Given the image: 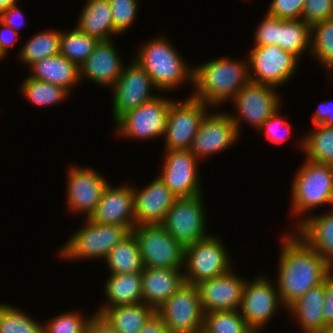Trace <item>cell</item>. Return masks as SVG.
<instances>
[{
    "label": "cell",
    "instance_id": "1",
    "mask_svg": "<svg viewBox=\"0 0 333 333\" xmlns=\"http://www.w3.org/2000/svg\"><path fill=\"white\" fill-rule=\"evenodd\" d=\"M276 285L287 309L309 289L324 282L332 268L294 231L281 236Z\"/></svg>",
    "mask_w": 333,
    "mask_h": 333
},
{
    "label": "cell",
    "instance_id": "2",
    "mask_svg": "<svg viewBox=\"0 0 333 333\" xmlns=\"http://www.w3.org/2000/svg\"><path fill=\"white\" fill-rule=\"evenodd\" d=\"M229 55L209 59L193 66L192 97L212 108L229 103L250 82L249 63Z\"/></svg>",
    "mask_w": 333,
    "mask_h": 333
},
{
    "label": "cell",
    "instance_id": "3",
    "mask_svg": "<svg viewBox=\"0 0 333 333\" xmlns=\"http://www.w3.org/2000/svg\"><path fill=\"white\" fill-rule=\"evenodd\" d=\"M165 36L158 33L141 42L132 58L150 76L160 93L174 92L184 84L193 86L192 63Z\"/></svg>",
    "mask_w": 333,
    "mask_h": 333
},
{
    "label": "cell",
    "instance_id": "4",
    "mask_svg": "<svg viewBox=\"0 0 333 333\" xmlns=\"http://www.w3.org/2000/svg\"><path fill=\"white\" fill-rule=\"evenodd\" d=\"M291 181L290 217L295 221L294 231L309 216L310 212L329 206L333 208V166L308 159L299 166ZM331 207V208H330ZM317 208V209H316Z\"/></svg>",
    "mask_w": 333,
    "mask_h": 333
},
{
    "label": "cell",
    "instance_id": "5",
    "mask_svg": "<svg viewBox=\"0 0 333 333\" xmlns=\"http://www.w3.org/2000/svg\"><path fill=\"white\" fill-rule=\"evenodd\" d=\"M83 223L57 250L61 260L104 261L110 250L131 233L126 226L96 223L90 218L83 219Z\"/></svg>",
    "mask_w": 333,
    "mask_h": 333
},
{
    "label": "cell",
    "instance_id": "6",
    "mask_svg": "<svg viewBox=\"0 0 333 333\" xmlns=\"http://www.w3.org/2000/svg\"><path fill=\"white\" fill-rule=\"evenodd\" d=\"M174 98L158 94L152 100L122 114L113 124L120 139L153 140L162 138L168 125L169 107Z\"/></svg>",
    "mask_w": 333,
    "mask_h": 333
},
{
    "label": "cell",
    "instance_id": "7",
    "mask_svg": "<svg viewBox=\"0 0 333 333\" xmlns=\"http://www.w3.org/2000/svg\"><path fill=\"white\" fill-rule=\"evenodd\" d=\"M276 87L267 84L249 82L229 102L234 107L227 110L235 124L238 135H242V122L258 131L263 123L279 108H282V95ZM246 122V123H245Z\"/></svg>",
    "mask_w": 333,
    "mask_h": 333
},
{
    "label": "cell",
    "instance_id": "8",
    "mask_svg": "<svg viewBox=\"0 0 333 333\" xmlns=\"http://www.w3.org/2000/svg\"><path fill=\"white\" fill-rule=\"evenodd\" d=\"M224 243L220 236L211 233L208 237L185 247L184 282L196 285L232 269L234 261Z\"/></svg>",
    "mask_w": 333,
    "mask_h": 333
},
{
    "label": "cell",
    "instance_id": "9",
    "mask_svg": "<svg viewBox=\"0 0 333 333\" xmlns=\"http://www.w3.org/2000/svg\"><path fill=\"white\" fill-rule=\"evenodd\" d=\"M268 276L263 272L253 280L248 278L243 289L239 312L254 333H266L265 328L275 315L282 310L286 312L277 285Z\"/></svg>",
    "mask_w": 333,
    "mask_h": 333
},
{
    "label": "cell",
    "instance_id": "10",
    "mask_svg": "<svg viewBox=\"0 0 333 333\" xmlns=\"http://www.w3.org/2000/svg\"><path fill=\"white\" fill-rule=\"evenodd\" d=\"M81 166H67L65 206L70 214L88 219L95 212L109 179L92 166Z\"/></svg>",
    "mask_w": 333,
    "mask_h": 333
},
{
    "label": "cell",
    "instance_id": "11",
    "mask_svg": "<svg viewBox=\"0 0 333 333\" xmlns=\"http://www.w3.org/2000/svg\"><path fill=\"white\" fill-rule=\"evenodd\" d=\"M204 194L178 198L161 225L184 248L208 237L210 233ZM208 230V231H207Z\"/></svg>",
    "mask_w": 333,
    "mask_h": 333
},
{
    "label": "cell",
    "instance_id": "12",
    "mask_svg": "<svg viewBox=\"0 0 333 333\" xmlns=\"http://www.w3.org/2000/svg\"><path fill=\"white\" fill-rule=\"evenodd\" d=\"M246 56L250 81L280 88L295 78L300 60L277 45L252 46Z\"/></svg>",
    "mask_w": 333,
    "mask_h": 333
},
{
    "label": "cell",
    "instance_id": "13",
    "mask_svg": "<svg viewBox=\"0 0 333 333\" xmlns=\"http://www.w3.org/2000/svg\"><path fill=\"white\" fill-rule=\"evenodd\" d=\"M211 109L208 104L190 94L186 99H173L169 107L167 129L162 137L165 143L163 151L190 149L203 118Z\"/></svg>",
    "mask_w": 333,
    "mask_h": 333
},
{
    "label": "cell",
    "instance_id": "14",
    "mask_svg": "<svg viewBox=\"0 0 333 333\" xmlns=\"http://www.w3.org/2000/svg\"><path fill=\"white\" fill-rule=\"evenodd\" d=\"M132 232L147 268H183L185 248L161 224L136 225Z\"/></svg>",
    "mask_w": 333,
    "mask_h": 333
},
{
    "label": "cell",
    "instance_id": "15",
    "mask_svg": "<svg viewBox=\"0 0 333 333\" xmlns=\"http://www.w3.org/2000/svg\"><path fill=\"white\" fill-rule=\"evenodd\" d=\"M171 333H201L204 324L196 285L183 283L157 310Z\"/></svg>",
    "mask_w": 333,
    "mask_h": 333
},
{
    "label": "cell",
    "instance_id": "16",
    "mask_svg": "<svg viewBox=\"0 0 333 333\" xmlns=\"http://www.w3.org/2000/svg\"><path fill=\"white\" fill-rule=\"evenodd\" d=\"M150 76L132 58L125 64L118 81L110 89L112 117L114 123L125 112L137 108L155 98L160 92Z\"/></svg>",
    "mask_w": 333,
    "mask_h": 333
},
{
    "label": "cell",
    "instance_id": "17",
    "mask_svg": "<svg viewBox=\"0 0 333 333\" xmlns=\"http://www.w3.org/2000/svg\"><path fill=\"white\" fill-rule=\"evenodd\" d=\"M163 155L158 176L177 198L204 194L199 174L201 162L189 149L164 151Z\"/></svg>",
    "mask_w": 333,
    "mask_h": 333
},
{
    "label": "cell",
    "instance_id": "18",
    "mask_svg": "<svg viewBox=\"0 0 333 333\" xmlns=\"http://www.w3.org/2000/svg\"><path fill=\"white\" fill-rule=\"evenodd\" d=\"M240 137L228 112L212 108L203 118L189 150L202 163L229 150Z\"/></svg>",
    "mask_w": 333,
    "mask_h": 333
},
{
    "label": "cell",
    "instance_id": "19",
    "mask_svg": "<svg viewBox=\"0 0 333 333\" xmlns=\"http://www.w3.org/2000/svg\"><path fill=\"white\" fill-rule=\"evenodd\" d=\"M235 267L227 273L196 284L204 314L212 311L239 310L247 278L239 276Z\"/></svg>",
    "mask_w": 333,
    "mask_h": 333
},
{
    "label": "cell",
    "instance_id": "20",
    "mask_svg": "<svg viewBox=\"0 0 333 333\" xmlns=\"http://www.w3.org/2000/svg\"><path fill=\"white\" fill-rule=\"evenodd\" d=\"M116 39L99 41L79 68L80 82H91L109 91L118 81L126 64L116 47Z\"/></svg>",
    "mask_w": 333,
    "mask_h": 333
},
{
    "label": "cell",
    "instance_id": "21",
    "mask_svg": "<svg viewBox=\"0 0 333 333\" xmlns=\"http://www.w3.org/2000/svg\"><path fill=\"white\" fill-rule=\"evenodd\" d=\"M112 184L110 181L105 187L90 219L101 224L123 225L132 232L136 226L133 184L124 182L116 187Z\"/></svg>",
    "mask_w": 333,
    "mask_h": 333
},
{
    "label": "cell",
    "instance_id": "22",
    "mask_svg": "<svg viewBox=\"0 0 333 333\" xmlns=\"http://www.w3.org/2000/svg\"><path fill=\"white\" fill-rule=\"evenodd\" d=\"M144 186L133 185L135 224H161L178 198L158 175Z\"/></svg>",
    "mask_w": 333,
    "mask_h": 333
},
{
    "label": "cell",
    "instance_id": "23",
    "mask_svg": "<svg viewBox=\"0 0 333 333\" xmlns=\"http://www.w3.org/2000/svg\"><path fill=\"white\" fill-rule=\"evenodd\" d=\"M142 301L155 311L183 285V268L143 267Z\"/></svg>",
    "mask_w": 333,
    "mask_h": 333
},
{
    "label": "cell",
    "instance_id": "24",
    "mask_svg": "<svg viewBox=\"0 0 333 333\" xmlns=\"http://www.w3.org/2000/svg\"><path fill=\"white\" fill-rule=\"evenodd\" d=\"M313 213L294 232L333 269V208L326 209L324 213Z\"/></svg>",
    "mask_w": 333,
    "mask_h": 333
},
{
    "label": "cell",
    "instance_id": "25",
    "mask_svg": "<svg viewBox=\"0 0 333 333\" xmlns=\"http://www.w3.org/2000/svg\"><path fill=\"white\" fill-rule=\"evenodd\" d=\"M324 282L309 289L287 309L289 318L298 323L300 333H317L325 327L323 318Z\"/></svg>",
    "mask_w": 333,
    "mask_h": 333
},
{
    "label": "cell",
    "instance_id": "26",
    "mask_svg": "<svg viewBox=\"0 0 333 333\" xmlns=\"http://www.w3.org/2000/svg\"><path fill=\"white\" fill-rule=\"evenodd\" d=\"M29 70V77L61 86L72 94L81 83L79 67L60 53L35 62Z\"/></svg>",
    "mask_w": 333,
    "mask_h": 333
},
{
    "label": "cell",
    "instance_id": "27",
    "mask_svg": "<svg viewBox=\"0 0 333 333\" xmlns=\"http://www.w3.org/2000/svg\"><path fill=\"white\" fill-rule=\"evenodd\" d=\"M103 286V295L106 300L95 311L101 314L105 309L117 305L141 303L142 277L141 273H108Z\"/></svg>",
    "mask_w": 333,
    "mask_h": 333
},
{
    "label": "cell",
    "instance_id": "28",
    "mask_svg": "<svg viewBox=\"0 0 333 333\" xmlns=\"http://www.w3.org/2000/svg\"><path fill=\"white\" fill-rule=\"evenodd\" d=\"M82 9L74 25L81 32L98 41H108L116 39V37L118 38L113 27V17L109 0H86Z\"/></svg>",
    "mask_w": 333,
    "mask_h": 333
},
{
    "label": "cell",
    "instance_id": "29",
    "mask_svg": "<svg viewBox=\"0 0 333 333\" xmlns=\"http://www.w3.org/2000/svg\"><path fill=\"white\" fill-rule=\"evenodd\" d=\"M155 312L141 302L107 308L100 315L117 333H138Z\"/></svg>",
    "mask_w": 333,
    "mask_h": 333
},
{
    "label": "cell",
    "instance_id": "30",
    "mask_svg": "<svg viewBox=\"0 0 333 333\" xmlns=\"http://www.w3.org/2000/svg\"><path fill=\"white\" fill-rule=\"evenodd\" d=\"M296 144L306 159L333 166V126H312Z\"/></svg>",
    "mask_w": 333,
    "mask_h": 333
},
{
    "label": "cell",
    "instance_id": "31",
    "mask_svg": "<svg viewBox=\"0 0 333 333\" xmlns=\"http://www.w3.org/2000/svg\"><path fill=\"white\" fill-rule=\"evenodd\" d=\"M109 273H141L143 263L136 236L131 232L118 242L103 261Z\"/></svg>",
    "mask_w": 333,
    "mask_h": 333
},
{
    "label": "cell",
    "instance_id": "32",
    "mask_svg": "<svg viewBox=\"0 0 333 333\" xmlns=\"http://www.w3.org/2000/svg\"><path fill=\"white\" fill-rule=\"evenodd\" d=\"M36 33L26 40L16 55L19 63L27 65L28 68L37 61L59 54L60 51V29L50 28Z\"/></svg>",
    "mask_w": 333,
    "mask_h": 333
},
{
    "label": "cell",
    "instance_id": "33",
    "mask_svg": "<svg viewBox=\"0 0 333 333\" xmlns=\"http://www.w3.org/2000/svg\"><path fill=\"white\" fill-rule=\"evenodd\" d=\"M310 43L311 27L302 19H279L277 46H279L282 50L291 52L301 61L303 56L308 54L309 57Z\"/></svg>",
    "mask_w": 333,
    "mask_h": 333
},
{
    "label": "cell",
    "instance_id": "34",
    "mask_svg": "<svg viewBox=\"0 0 333 333\" xmlns=\"http://www.w3.org/2000/svg\"><path fill=\"white\" fill-rule=\"evenodd\" d=\"M310 56L323 67L327 81L333 80V18L311 26Z\"/></svg>",
    "mask_w": 333,
    "mask_h": 333
},
{
    "label": "cell",
    "instance_id": "35",
    "mask_svg": "<svg viewBox=\"0 0 333 333\" xmlns=\"http://www.w3.org/2000/svg\"><path fill=\"white\" fill-rule=\"evenodd\" d=\"M19 88L21 95L37 108L58 105L72 95L61 86L33 79L29 76H25Z\"/></svg>",
    "mask_w": 333,
    "mask_h": 333
},
{
    "label": "cell",
    "instance_id": "36",
    "mask_svg": "<svg viewBox=\"0 0 333 333\" xmlns=\"http://www.w3.org/2000/svg\"><path fill=\"white\" fill-rule=\"evenodd\" d=\"M98 40L81 32L76 26L71 30H61L60 51L79 68L92 54Z\"/></svg>",
    "mask_w": 333,
    "mask_h": 333
},
{
    "label": "cell",
    "instance_id": "37",
    "mask_svg": "<svg viewBox=\"0 0 333 333\" xmlns=\"http://www.w3.org/2000/svg\"><path fill=\"white\" fill-rule=\"evenodd\" d=\"M31 315L13 304L0 302V333H43V322Z\"/></svg>",
    "mask_w": 333,
    "mask_h": 333
},
{
    "label": "cell",
    "instance_id": "38",
    "mask_svg": "<svg viewBox=\"0 0 333 333\" xmlns=\"http://www.w3.org/2000/svg\"><path fill=\"white\" fill-rule=\"evenodd\" d=\"M204 333H254L239 310L212 311L204 314Z\"/></svg>",
    "mask_w": 333,
    "mask_h": 333
},
{
    "label": "cell",
    "instance_id": "39",
    "mask_svg": "<svg viewBox=\"0 0 333 333\" xmlns=\"http://www.w3.org/2000/svg\"><path fill=\"white\" fill-rule=\"evenodd\" d=\"M83 312L63 311L43 323V333H87L89 320L95 314L84 315Z\"/></svg>",
    "mask_w": 333,
    "mask_h": 333
},
{
    "label": "cell",
    "instance_id": "40",
    "mask_svg": "<svg viewBox=\"0 0 333 333\" xmlns=\"http://www.w3.org/2000/svg\"><path fill=\"white\" fill-rule=\"evenodd\" d=\"M115 33L121 36L133 27L140 9L139 0H109Z\"/></svg>",
    "mask_w": 333,
    "mask_h": 333
},
{
    "label": "cell",
    "instance_id": "41",
    "mask_svg": "<svg viewBox=\"0 0 333 333\" xmlns=\"http://www.w3.org/2000/svg\"><path fill=\"white\" fill-rule=\"evenodd\" d=\"M286 116H282L279 108L270 118H268L257 133L265 135L267 142L272 144H283L292 136V124Z\"/></svg>",
    "mask_w": 333,
    "mask_h": 333
},
{
    "label": "cell",
    "instance_id": "42",
    "mask_svg": "<svg viewBox=\"0 0 333 333\" xmlns=\"http://www.w3.org/2000/svg\"><path fill=\"white\" fill-rule=\"evenodd\" d=\"M333 18V0H306L301 19L310 27Z\"/></svg>",
    "mask_w": 333,
    "mask_h": 333
},
{
    "label": "cell",
    "instance_id": "43",
    "mask_svg": "<svg viewBox=\"0 0 333 333\" xmlns=\"http://www.w3.org/2000/svg\"><path fill=\"white\" fill-rule=\"evenodd\" d=\"M306 0H271L266 13L281 20H299Z\"/></svg>",
    "mask_w": 333,
    "mask_h": 333
},
{
    "label": "cell",
    "instance_id": "44",
    "mask_svg": "<svg viewBox=\"0 0 333 333\" xmlns=\"http://www.w3.org/2000/svg\"><path fill=\"white\" fill-rule=\"evenodd\" d=\"M278 29L279 18L265 13L254 31V43L252 46L277 45Z\"/></svg>",
    "mask_w": 333,
    "mask_h": 333
},
{
    "label": "cell",
    "instance_id": "45",
    "mask_svg": "<svg viewBox=\"0 0 333 333\" xmlns=\"http://www.w3.org/2000/svg\"><path fill=\"white\" fill-rule=\"evenodd\" d=\"M24 14L20 5H13L0 13V21L20 33V29L23 28L27 22V19H24Z\"/></svg>",
    "mask_w": 333,
    "mask_h": 333
},
{
    "label": "cell",
    "instance_id": "46",
    "mask_svg": "<svg viewBox=\"0 0 333 333\" xmlns=\"http://www.w3.org/2000/svg\"><path fill=\"white\" fill-rule=\"evenodd\" d=\"M20 40V33L0 21V56L5 59L13 51L16 42Z\"/></svg>",
    "mask_w": 333,
    "mask_h": 333
},
{
    "label": "cell",
    "instance_id": "47",
    "mask_svg": "<svg viewBox=\"0 0 333 333\" xmlns=\"http://www.w3.org/2000/svg\"><path fill=\"white\" fill-rule=\"evenodd\" d=\"M323 318L325 326H333V270L324 280Z\"/></svg>",
    "mask_w": 333,
    "mask_h": 333
},
{
    "label": "cell",
    "instance_id": "48",
    "mask_svg": "<svg viewBox=\"0 0 333 333\" xmlns=\"http://www.w3.org/2000/svg\"><path fill=\"white\" fill-rule=\"evenodd\" d=\"M311 117L312 126L319 124L333 126V99L319 103Z\"/></svg>",
    "mask_w": 333,
    "mask_h": 333
},
{
    "label": "cell",
    "instance_id": "49",
    "mask_svg": "<svg viewBox=\"0 0 333 333\" xmlns=\"http://www.w3.org/2000/svg\"><path fill=\"white\" fill-rule=\"evenodd\" d=\"M87 333H117L105 319L95 313L89 320Z\"/></svg>",
    "mask_w": 333,
    "mask_h": 333
},
{
    "label": "cell",
    "instance_id": "50",
    "mask_svg": "<svg viewBox=\"0 0 333 333\" xmlns=\"http://www.w3.org/2000/svg\"><path fill=\"white\" fill-rule=\"evenodd\" d=\"M138 333H171L161 317L155 312Z\"/></svg>",
    "mask_w": 333,
    "mask_h": 333
},
{
    "label": "cell",
    "instance_id": "51",
    "mask_svg": "<svg viewBox=\"0 0 333 333\" xmlns=\"http://www.w3.org/2000/svg\"><path fill=\"white\" fill-rule=\"evenodd\" d=\"M19 0H0V13L13 5H17Z\"/></svg>",
    "mask_w": 333,
    "mask_h": 333
},
{
    "label": "cell",
    "instance_id": "52",
    "mask_svg": "<svg viewBox=\"0 0 333 333\" xmlns=\"http://www.w3.org/2000/svg\"><path fill=\"white\" fill-rule=\"evenodd\" d=\"M317 333H333V326H325L322 330Z\"/></svg>",
    "mask_w": 333,
    "mask_h": 333
}]
</instances>
